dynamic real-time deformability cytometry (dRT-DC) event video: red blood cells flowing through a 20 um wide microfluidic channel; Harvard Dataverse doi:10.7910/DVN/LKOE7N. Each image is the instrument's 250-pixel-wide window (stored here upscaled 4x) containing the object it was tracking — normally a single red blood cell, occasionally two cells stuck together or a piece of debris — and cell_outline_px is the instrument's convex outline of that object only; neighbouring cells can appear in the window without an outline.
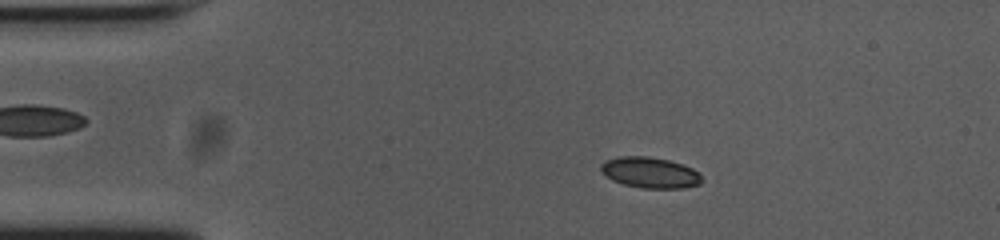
{"species": "common noctule bat (a hibernating species)", "species_latin": "Nyctalus noctula", "temperature_condition": "cold", "stored_images_in_passage": 54, "camera_frame_rate_fps": 3000, "um_per_image_px": 0.085, "animal": {"sex": "female", "body_mass_g": 23.0, "forearm_length_mm": 53.4}, "frame": {"image": 1, "passage_image": 10, "time_ms": 3.0, "image_size_px": [1000, 240], "cell_outline_px": [[704, 180], [700, 184], [684, 188], [640, 188], [624, 184], [612, 180], [600, 172], [600, 164], [604, 160], [620, 156], [648, 156], [668, 160], [692, 168], [700, 172]], "centroid_in_image_um": [55.25, 14.67], "position_along_channel_um": 29.8, "area_um2": 18.38}}
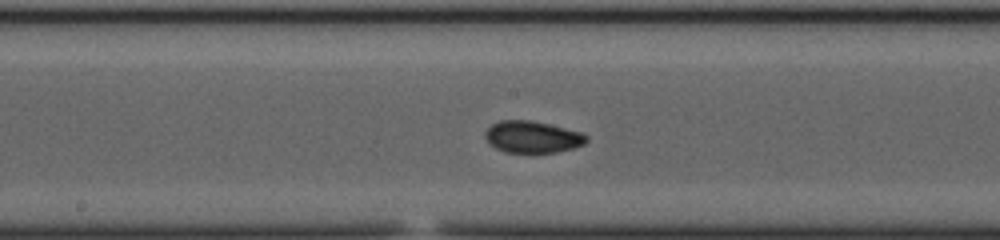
{"frame": {"image": 2, "passage_image": 28, "time_ms": 9.0, "image_size_px": [1000, 240], "cell_outline_px": [[588, 140], [584, 144], [572, 148], [556, 152], [504, 152], [496, 148], [484, 136], [484, 132], [492, 124], [500, 120], [532, 120], [580, 132], [588, 136]], "centroid_in_image_um": [45.25, 11.63], "position_along_channel_um": 203.0, "area_um2": 18.55}}
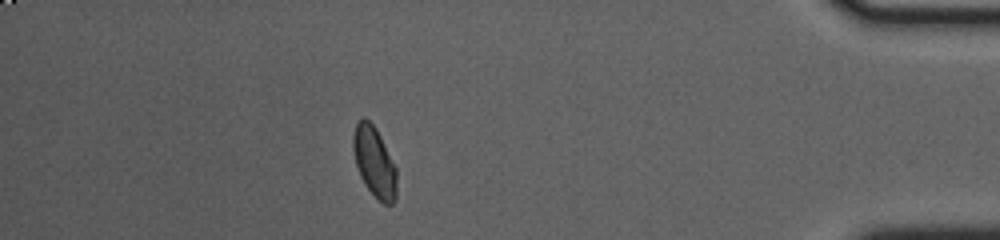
{"frame": {"image": 3, "passage_image": 48, "time_ms": 15.667, "image_size_px": [1000, 240], "cell_outline_px": [[396, 196], [392, 204], [384, 204], [364, 184], [360, 176], [356, 164], [352, 148], [352, 136], [356, 120], [364, 116], [376, 128], [396, 168]], "centroid_in_image_um": [31.79, 13.71], "position_along_channel_um": 403.4, "area_um2": 17.74}, "authors_computed_cell_mechanics": {"area_um2": 18.0047, "velocity_mm_per_s": 3.7374, "shape_relaxation_time_tau1_ms": 7.0298, "shape_relaxation_time_tau2_ms": 1.5326, "deformation_change_tau1": 0.1384, "deformation_change_tau2": 0.0433}}